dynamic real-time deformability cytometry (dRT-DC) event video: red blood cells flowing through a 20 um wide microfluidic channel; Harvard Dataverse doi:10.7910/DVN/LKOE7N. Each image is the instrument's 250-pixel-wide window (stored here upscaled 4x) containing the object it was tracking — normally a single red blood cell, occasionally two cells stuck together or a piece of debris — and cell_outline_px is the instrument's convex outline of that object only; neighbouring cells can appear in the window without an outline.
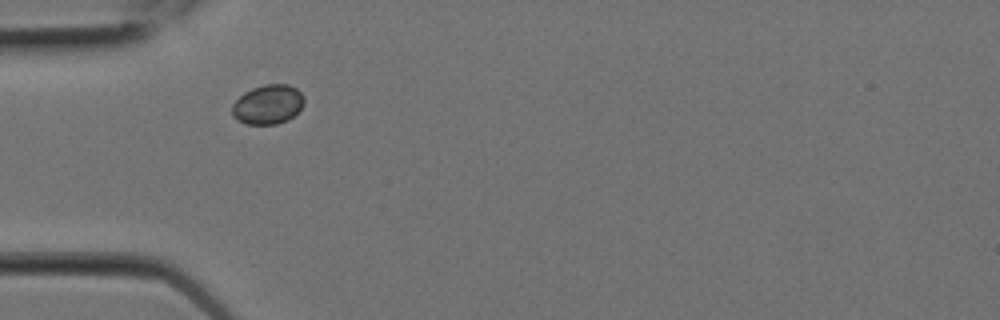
{"species": "Egyptian fruit bat (a non-hibernating species)", "species_latin": "Rousettus aegyptiacus", "temperature_condition": "room temperature", "stored_images_in_passage": 2, "camera_frame_rate_fps": 3000, "um_per_image_px": 0.085, "animal": {"sex": "female"}, "frame": {"image": 1, "passage_image": 1, "time_ms": 0.0, "image_size_px": [1000, 320], "cell_outline_px": [[304, 104], [288, 120], [276, 124], [248, 124], [236, 120], [232, 116], [232, 104], [244, 92], [252, 88], [264, 84], [288, 84], [296, 88], [304, 96]], "centroid_in_image_um": [22.76, 8.87], "position_along_channel_um": 62.2, "area_um2": 16.59}}
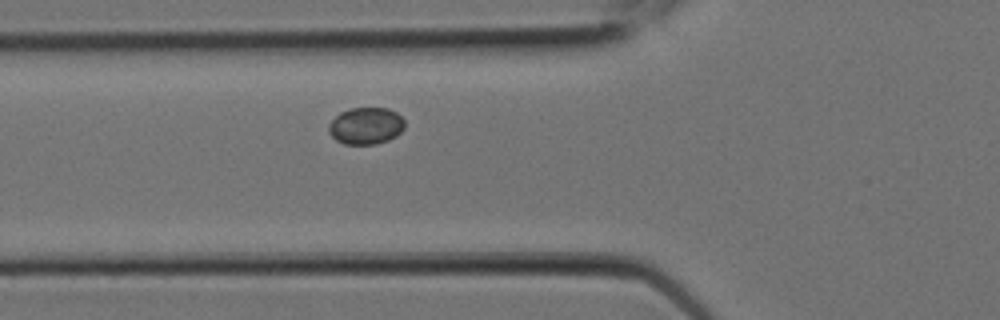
{"frame": {"image": 2, "passage_image": 2, "time_ms": 0.333, "image_size_px": [1000, 320], "cell_outline_px": [[404, 128], [396, 136], [388, 140], [376, 144], [344, 144], [336, 140], [328, 132], [328, 124], [340, 112], [348, 108], [388, 108], [396, 112], [404, 120]], "centroid_in_image_um": [31.09, 10.69], "position_along_channel_um": 94.7, "area_um2": 16.42}}